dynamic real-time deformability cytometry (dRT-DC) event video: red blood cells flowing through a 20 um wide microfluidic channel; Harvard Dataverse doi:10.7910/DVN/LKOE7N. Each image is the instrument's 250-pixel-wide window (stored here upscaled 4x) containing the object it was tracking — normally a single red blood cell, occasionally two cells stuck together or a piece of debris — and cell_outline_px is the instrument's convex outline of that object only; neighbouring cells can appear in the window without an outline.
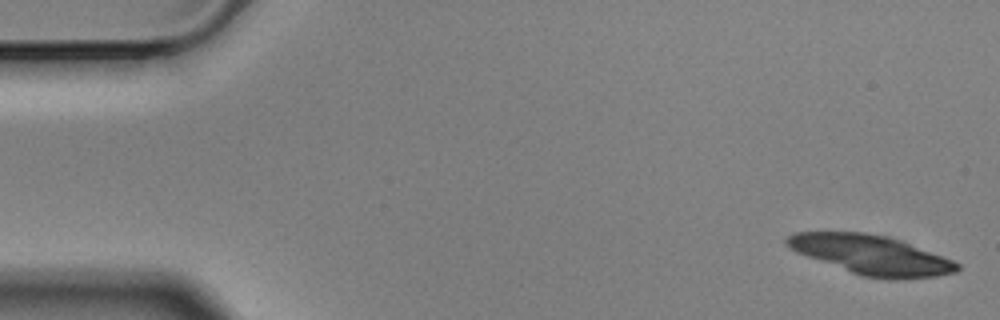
{"species": "Egyptian fruit bat (a non-hibernating species)", "species_latin": "Rousettus aegyptiacus", "temperature_condition": "cold", "stored_images_in_passage": 5, "segment_of_instrument_passage": [1, 2], "camera_frame_rate_fps": 3000, "um_per_image_px": 0.085, "animal": {"sex": "male"}, "frame": {"image": 1, "passage_image": 1, "time_ms": 0.0, "image_size_px": [1000, 320], "cell_outline_px": [[960, 268], [956, 272], [936, 276], [896, 280], [888, 280], [864, 276], [852, 272], [796, 252], [784, 244], [784, 240], [788, 236], [796, 232], [864, 232], [884, 236], [908, 244], [952, 260], [960, 264]], "centroid_in_image_um": [74.03, 21.67], "position_along_channel_um": 11.0, "area_um2": 38.32}}